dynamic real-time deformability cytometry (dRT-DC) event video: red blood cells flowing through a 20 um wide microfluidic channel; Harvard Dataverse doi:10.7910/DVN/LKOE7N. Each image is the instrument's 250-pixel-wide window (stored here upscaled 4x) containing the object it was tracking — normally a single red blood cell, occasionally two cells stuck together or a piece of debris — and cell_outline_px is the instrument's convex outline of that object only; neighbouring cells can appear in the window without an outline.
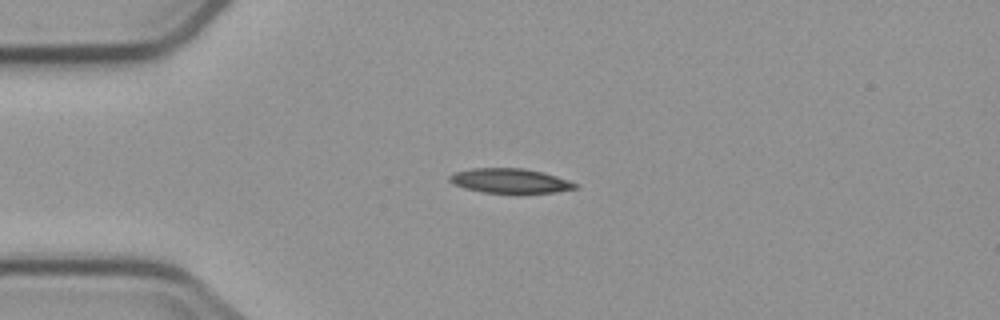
{"species": "common noctule bat (a hibernating species)", "species_latin": "Nyctalus noctula", "temperature_condition": "cold", "stored_images_in_passage": 2, "camera_frame_rate_fps": 3000, "um_per_image_px": 0.085, "animal": {"sex": "male", "body_mass_g": 23.1, "forearm_length_mm": 52.7}, "frame": {"image": 1, "passage_image": 1, "time_ms": 0.0, "image_size_px": [1000, 320], "cell_outline_px": [[576, 188], [556, 192], [516, 196], [484, 192], [464, 188], [448, 180], [448, 176], [452, 172], [472, 168], [524, 168], [556, 176], [568, 180], [576, 184]], "centroid_in_image_um": [43.33, 15.41], "position_along_channel_um": 41.7, "area_um2": 18.67}}